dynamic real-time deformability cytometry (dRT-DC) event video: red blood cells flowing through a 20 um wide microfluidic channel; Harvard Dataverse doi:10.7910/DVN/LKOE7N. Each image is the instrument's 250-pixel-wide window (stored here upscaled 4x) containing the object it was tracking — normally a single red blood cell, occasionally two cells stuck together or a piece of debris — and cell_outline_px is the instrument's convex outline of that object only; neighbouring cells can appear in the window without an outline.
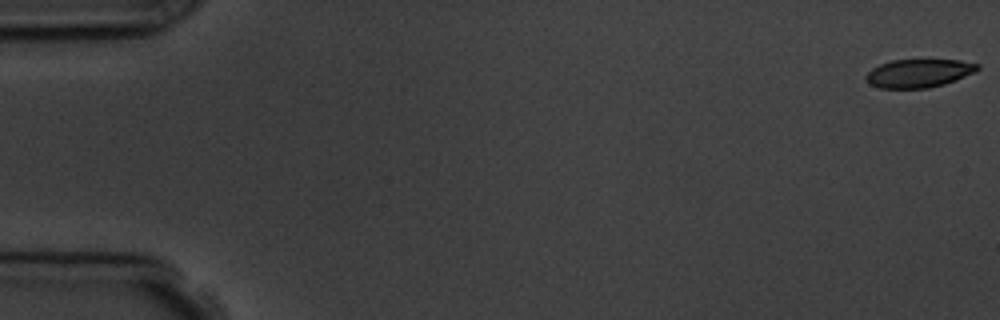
{"species": "common noctule bat (a hibernating species)", "species_latin": "Nyctalus noctula", "temperature_condition": "room temperature", "stored_images_in_passage": 5, "camera_frame_rate_fps": 3000, "um_per_image_px": 0.085, "animal": {"sex": "male", "body_mass_g": 19.5, "forearm_length_mm": 54.6}, "frame": {"image": 1, "passage_image": 1, "time_ms": 0.0, "image_size_px": [1000, 320], "cell_outline_px": [[980, 68], [976, 72], [956, 80], [944, 84], [928, 88], [880, 88], [868, 84], [864, 76], [872, 68], [880, 64], [892, 60], [960, 60], [980, 64]], "centroid_in_image_um": [78.1, 6.23], "position_along_channel_um": 6.9, "area_um2": 18.55}}
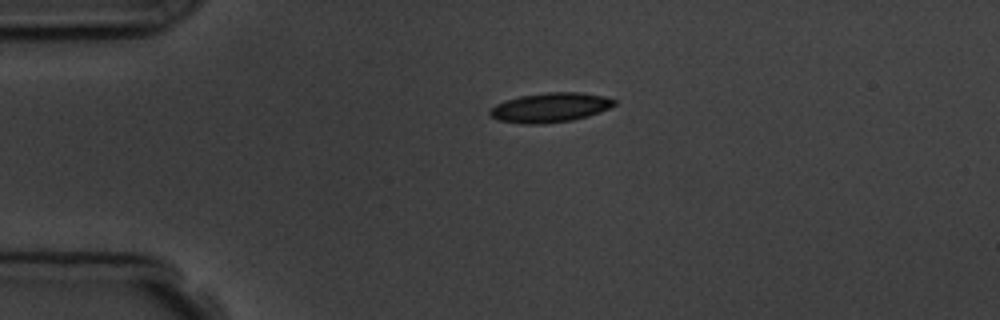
{"frame": {"image": 2, "passage_image": 4, "time_ms": 4.0, "image_size_px": [1000, 320], "cell_outline_px": [[616, 104], [608, 108], [588, 116], [572, 120], [544, 124], [520, 124], [496, 120], [488, 112], [496, 104], [520, 96], [548, 92], [580, 92], [604, 96], [616, 100]], "centroid_in_image_um": [46.76, 9.15], "position_along_channel_um": 38.2, "area_um2": 21.33}}